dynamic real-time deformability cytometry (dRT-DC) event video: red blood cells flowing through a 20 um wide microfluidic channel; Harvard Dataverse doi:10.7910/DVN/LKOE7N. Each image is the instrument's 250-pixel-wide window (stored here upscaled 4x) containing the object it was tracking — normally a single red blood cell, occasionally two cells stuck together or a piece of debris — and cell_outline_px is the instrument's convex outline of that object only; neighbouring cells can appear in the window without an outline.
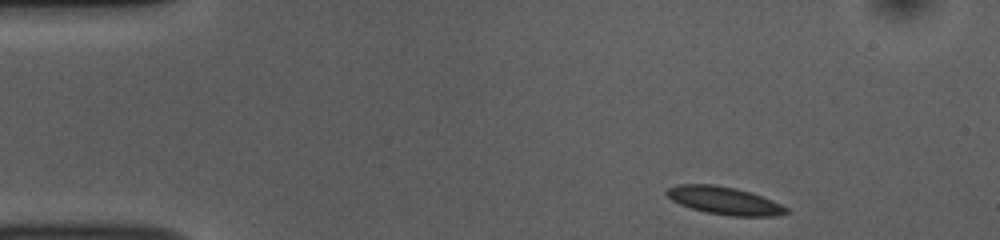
{"species": "common noctule bat (a hibernating species)", "species_latin": "Nyctalus noctula", "temperature_condition": "room temperature", "stored_images_in_passage": 47, "camera_frame_rate_fps": 3000, "um_per_image_px": 0.085, "animal": {"sex": "female", "body_mass_g": 10.0, "forearm_length_mm": 53.1}, "frame": {"image": 1, "passage_image": 1, "time_ms": 0.0, "image_size_px": [1000, 240], "cell_outline_px": [[788, 212], [780, 216], [732, 216], [704, 212], [680, 204], [672, 200], [664, 192], [668, 188], [680, 184], [716, 184], [736, 188], [772, 200], [788, 208]], "centroid_in_image_um": [61.56, 17.05], "position_along_channel_um": 23.4, "area_um2": 19.25}}
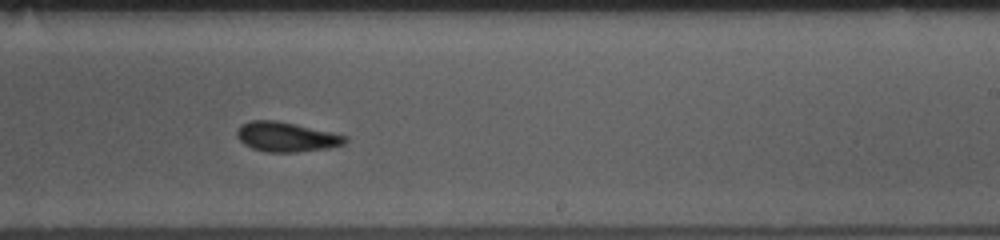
{"frame": {"image": 2, "passage_image": 26, "time_ms": 8.333, "image_size_px": [1000, 240], "cell_outline_px": [[348, 140], [344, 144], [328, 148], [296, 152], [268, 152], [252, 148], [244, 144], [236, 136], [236, 132], [240, 124], [252, 120], [276, 120], [332, 132], [348, 136]], "centroid_in_image_um": [24.33, 11.63], "position_along_channel_um": 264.7, "area_um2": 18.73}}
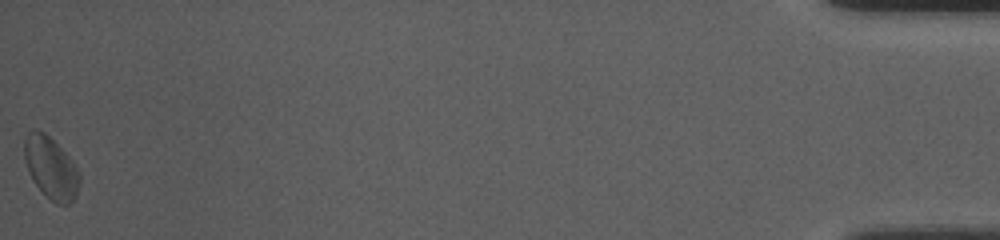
{"frame": {"image": 3, "passage_image": 47, "time_ms": 15.333, "image_size_px": [1000, 240], "cell_outline_px": [[80, 184], [72, 200], [68, 204], [56, 204], [32, 180], [24, 160], [24, 136], [32, 128], [36, 128], [44, 132], [68, 156], [76, 168], [80, 176]], "centroid_in_image_um": [4.29, 14.22], "position_along_channel_um": 430.9, "area_um2": 19.59}, "authors_computed_cell_mechanics": {"area_um2": 18.5538, "velocity_mm_per_s": 3.7463, "shape_relaxation_time_tau1_ms": 6.9654, "shape_relaxation_time_tau2_ms": 1.6621, "deformation_change_tau1": 0.1918, "deformation_change_tau2": 0.0754}}